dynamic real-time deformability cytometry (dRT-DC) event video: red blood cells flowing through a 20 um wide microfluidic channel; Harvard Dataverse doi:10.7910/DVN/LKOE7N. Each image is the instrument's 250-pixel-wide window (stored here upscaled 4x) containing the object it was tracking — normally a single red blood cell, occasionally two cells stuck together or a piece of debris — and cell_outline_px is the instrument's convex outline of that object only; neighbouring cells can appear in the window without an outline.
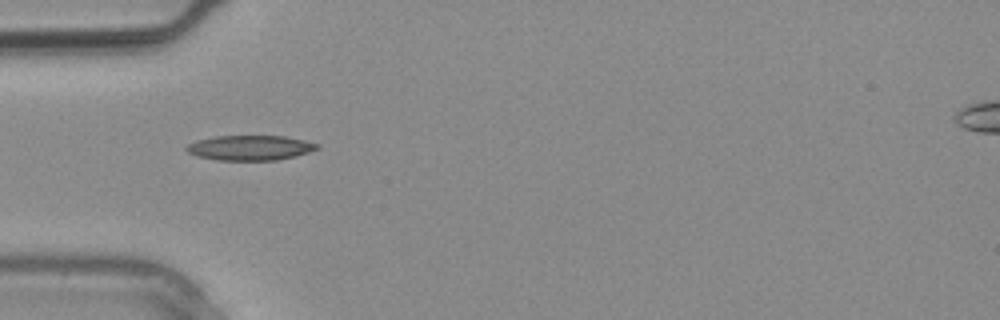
{"species": "common noctule bat (a hibernating species)", "species_latin": "Nyctalus noctula", "temperature_condition": "warm", "stored_images_in_passage": 3, "camera_frame_rate_fps": 3000, "um_per_image_px": 0.085, "animal": {"sex": "male", "body_mass_g": 20.4}, "frame": {"image": 1, "passage_image": 3, "time_ms": 0.667, "image_size_px": [1000, 320], "cell_outline_px": [[320, 148], [296, 156], [276, 160], [216, 160], [196, 156], [188, 152], [184, 148], [188, 144], [196, 140], [216, 136], [284, 136], [304, 140], [320, 144]], "centroid_in_image_um": [21.25, 12.56], "position_along_channel_um": 63.7, "area_um2": 19.07}}